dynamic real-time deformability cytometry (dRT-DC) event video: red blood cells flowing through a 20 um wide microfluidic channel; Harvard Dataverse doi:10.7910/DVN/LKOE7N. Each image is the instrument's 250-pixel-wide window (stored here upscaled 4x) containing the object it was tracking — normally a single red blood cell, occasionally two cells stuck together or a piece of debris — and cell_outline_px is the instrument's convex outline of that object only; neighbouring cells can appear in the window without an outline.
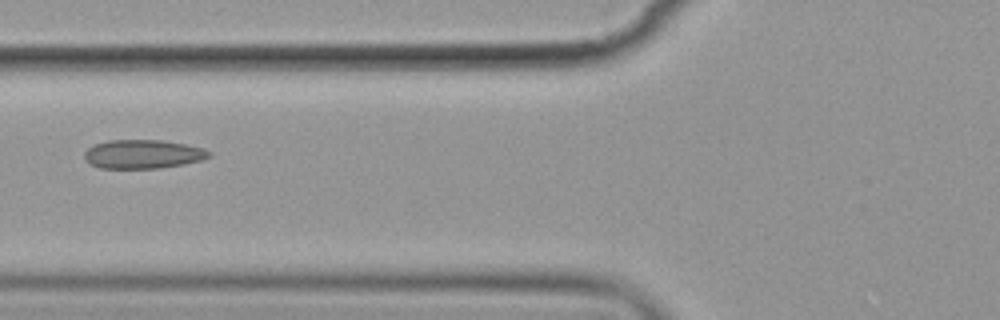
{"species": "common noctule bat (a hibernating species)", "species_latin": "Nyctalus noctula", "temperature_condition": "cold", "stored_images_in_passage": 5, "camera_frame_rate_fps": 3000, "um_per_image_px": 0.085, "animal": {"sex": "female", "body_mass_g": 19.9}, "frame": {"image": 1, "passage_image": 3, "time_ms": 2.667, "image_size_px": [1000, 320], "cell_outline_px": [[212, 156], [204, 160], [184, 164], [160, 168], [100, 168], [84, 160], [84, 152], [88, 148], [96, 144], [108, 140], [164, 140], [204, 148], [212, 152]], "centroid_in_image_um": [12.19, 13.1], "position_along_channel_um": 113.6, "area_um2": 21.1}}
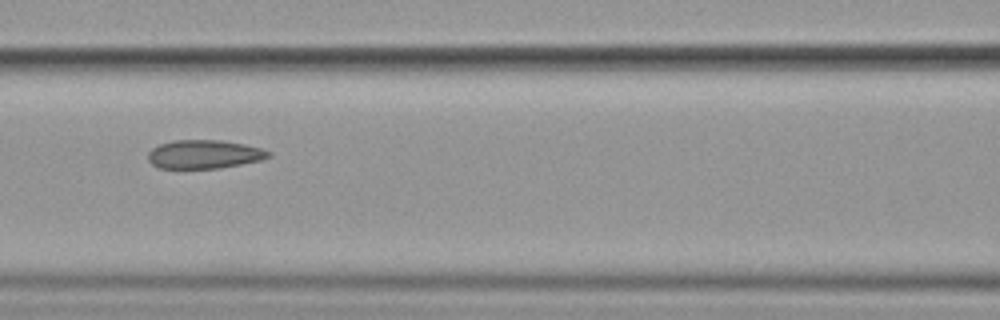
{"frame": {"image": 2, "passage_image": 4, "time_ms": 3.667, "image_size_px": [1000, 320], "cell_outline_px": [[272, 156], [260, 160], [220, 168], [160, 168], [152, 164], [148, 160], [148, 152], [152, 148], [160, 144], [172, 140], [220, 140], [244, 144], [260, 148], [272, 152]], "centroid_in_image_um": [17.35, 13.11], "position_along_channel_um": 149.2, "area_um2": 20.06}}
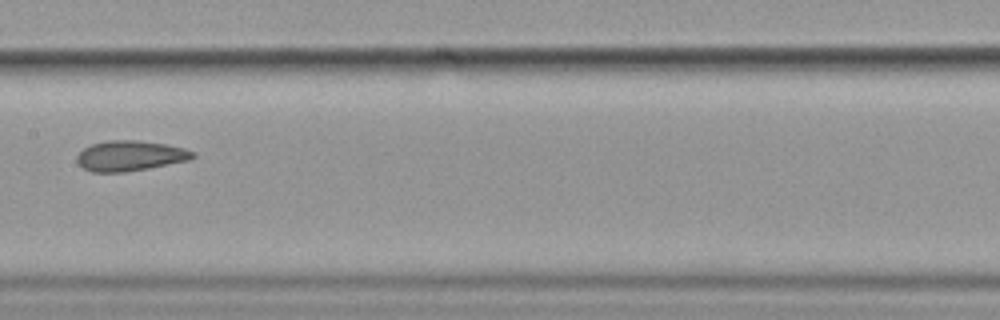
{"frame": {"image": 3, "passage_image": 5, "time_ms": 5.0, "image_size_px": [1000, 320], "cell_outline_px": [[196, 156], [188, 160], [148, 168], [124, 172], [92, 172], [84, 168], [76, 160], [76, 156], [84, 148], [92, 144], [108, 140], [136, 140], [164, 144], [184, 148], [196, 152]], "centroid_in_image_um": [11.06, 13.24], "position_along_channel_um": 196.3, "area_um2": 20.29}}